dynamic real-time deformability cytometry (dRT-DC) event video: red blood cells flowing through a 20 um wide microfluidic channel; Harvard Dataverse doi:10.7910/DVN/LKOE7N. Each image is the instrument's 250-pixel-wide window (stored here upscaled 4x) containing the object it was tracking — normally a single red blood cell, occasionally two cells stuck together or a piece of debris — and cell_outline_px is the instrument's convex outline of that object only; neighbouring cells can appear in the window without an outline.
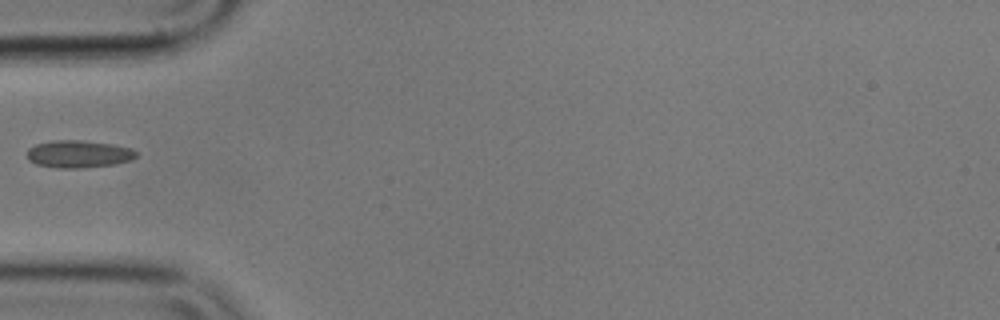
{"species": "common noctule bat (a hibernating species)", "species_latin": "Nyctalus noctula", "temperature_condition": "cold", "stored_images_in_passage": 14, "camera_frame_rate_fps": 3000, "um_per_image_px": 0.085, "animal": {"sex": "male", "body_mass_g": 17.9}, "frame": {"image": 1, "passage_image": 1, "time_ms": 0.0, "image_size_px": [1000, 320], "cell_outline_px": [[136, 156], [132, 160], [116, 164], [84, 168], [60, 168], [36, 164], [28, 160], [28, 148], [36, 144], [52, 140], [84, 140], [112, 144], [132, 148], [136, 152]], "centroid_in_image_um": [6.69, 13.09], "position_along_channel_um": 78.3, "area_um2": 17.57}}